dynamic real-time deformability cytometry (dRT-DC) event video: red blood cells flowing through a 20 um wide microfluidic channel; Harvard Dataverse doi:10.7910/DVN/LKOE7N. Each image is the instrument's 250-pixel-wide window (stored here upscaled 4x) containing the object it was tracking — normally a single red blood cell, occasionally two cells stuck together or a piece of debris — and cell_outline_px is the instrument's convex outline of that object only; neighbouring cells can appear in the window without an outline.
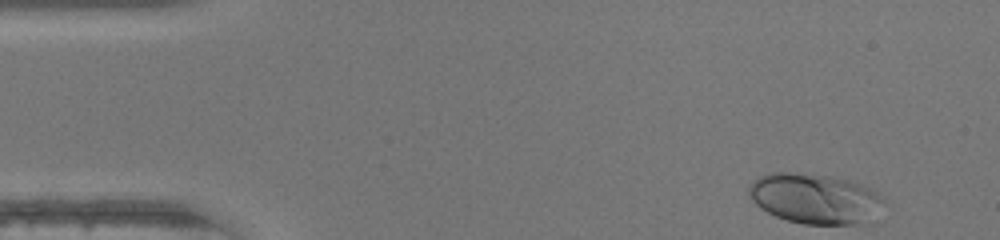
{"species": "human", "species_latin": "Homo sapiens", "temperature_condition": "warm", "stored_images_in_passage": 44, "camera_frame_rate_fps": 3000, "um_per_image_px": 0.085, "donor": {"sex": "female"}, "frame": {"image": 1, "passage_image": 1, "time_ms": 0.0, "image_size_px": [1000, 240], "cell_outline_px": [[884, 200], [864, 224], [804, 224], [788, 220], [776, 216], [760, 208], [748, 196], [748, 188], [760, 176], [772, 172], [788, 172], [828, 176], [848, 180], [868, 188], [876, 192]], "centroid_in_image_um": [69.2, 16.88], "position_along_channel_um": 15.8, "area_um2": 38.67}}
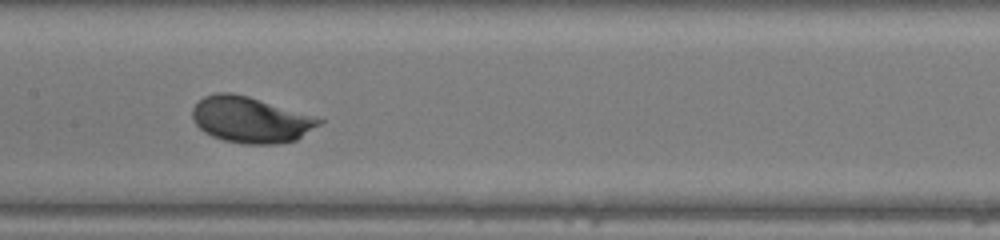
{"frame": {"image": 2, "passage_image": 20, "time_ms": 6.333, "image_size_px": [1000, 240], "cell_outline_px": [[324, 120], [320, 124], [296, 140], [276, 144], [244, 144], [224, 140], [212, 136], [204, 132], [192, 120], [192, 108], [204, 96], [216, 92], [232, 92], [248, 96]], "centroid_in_image_um": [21.24, 10.18], "position_along_channel_um": 186.2, "area_um2": 33.58}}
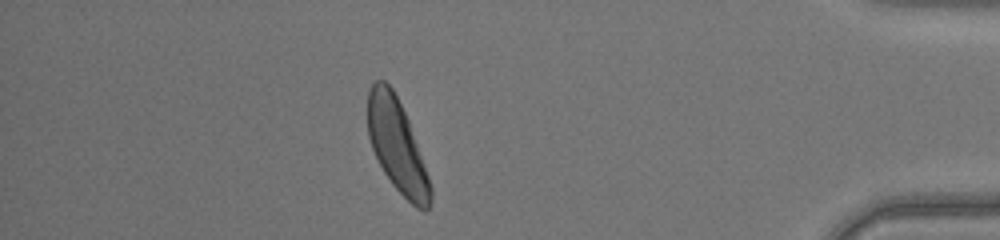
{"frame": {"image": 3, "passage_image": 38, "time_ms": 12.333, "image_size_px": [1000, 240], "cell_outline_px": [[432, 204], [424, 212], [416, 208], [392, 184], [384, 172], [372, 148], [368, 136], [368, 92], [372, 84], [376, 80], [384, 80], [392, 88], [408, 120], [428, 176], [432, 188]], "centroid_in_image_um": [33.75, 12.41], "position_along_channel_um": 401.5, "area_um2": 33.35}, "authors_computed_cell_mechanics": {"area_um2": 33.6396, "velocity_mm_per_s": 4.3713, "shape_relaxation_time_tau1_ms": 1.2662, "shape_relaxation_time_tau2_ms": null, "deformation_change_tau1": 0.1055, "deformation_change_tau2": null}}